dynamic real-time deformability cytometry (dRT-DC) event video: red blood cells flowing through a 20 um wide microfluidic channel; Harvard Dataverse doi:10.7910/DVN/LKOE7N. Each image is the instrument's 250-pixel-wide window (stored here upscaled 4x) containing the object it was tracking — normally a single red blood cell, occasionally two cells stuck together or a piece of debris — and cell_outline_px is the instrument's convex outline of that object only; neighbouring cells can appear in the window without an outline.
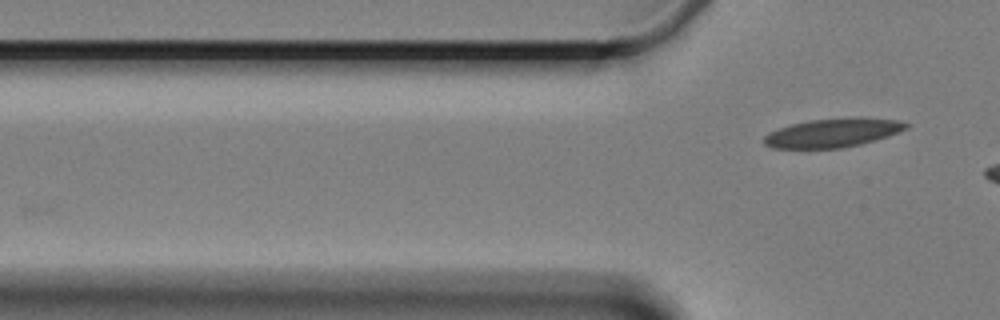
{"species": "Egyptian fruit bat (a non-hibernating species)", "species_latin": "Rousettus aegyptiacus", "temperature_condition": "cold", "stored_images_in_passage": 4, "camera_frame_rate_fps": 3000, "um_per_image_px": 0.085, "animal": {"sex": "female"}, "frame": {"image": 1, "passage_image": 4, "time_ms": 3.667, "image_size_px": [1000, 320], "cell_outline_px": [[912, 124], [908, 128], [888, 136], [860, 144], [844, 148], [772, 148], [764, 144], [764, 136], [768, 132], [792, 124], [808, 120], [860, 116], [900, 120]], "centroid_in_image_um": [70.84, 11.27], "position_along_channel_um": 55.0, "area_um2": 24.16}}